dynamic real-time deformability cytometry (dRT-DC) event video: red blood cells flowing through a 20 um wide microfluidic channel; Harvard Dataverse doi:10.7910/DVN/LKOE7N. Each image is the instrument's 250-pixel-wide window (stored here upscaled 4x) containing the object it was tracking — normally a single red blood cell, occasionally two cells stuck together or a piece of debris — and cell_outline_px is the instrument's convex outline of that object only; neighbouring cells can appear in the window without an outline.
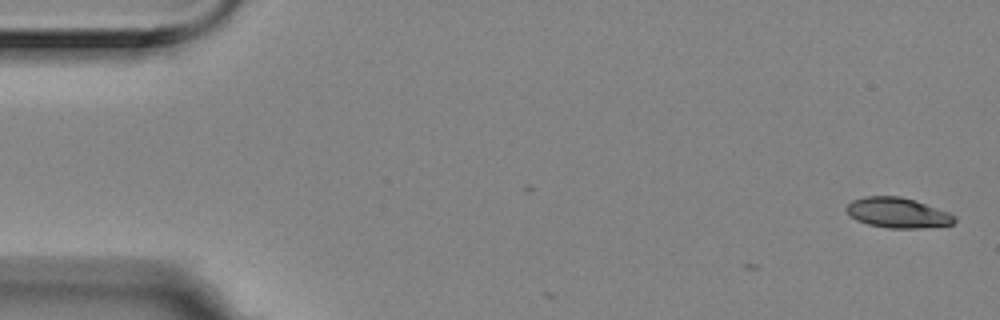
{"species": "Egyptian fruit bat (a non-hibernating species)", "species_latin": "Rousettus aegyptiacus", "temperature_condition": "room temperature", "stored_images_in_passage": 5, "camera_frame_rate_fps": 3000, "um_per_image_px": 0.085, "animal": {"sex": "female"}, "frame": {"image": 1, "passage_image": 1, "time_ms": 0.0, "image_size_px": [1000, 320], "cell_outline_px": [[956, 220], [952, 224], [916, 228], [888, 228], [868, 224], [856, 220], [844, 208], [852, 200], [864, 196], [900, 196], [948, 212], [956, 216]], "centroid_in_image_um": [76.26, 18.08], "position_along_channel_um": 8.7, "area_um2": 18.73}}